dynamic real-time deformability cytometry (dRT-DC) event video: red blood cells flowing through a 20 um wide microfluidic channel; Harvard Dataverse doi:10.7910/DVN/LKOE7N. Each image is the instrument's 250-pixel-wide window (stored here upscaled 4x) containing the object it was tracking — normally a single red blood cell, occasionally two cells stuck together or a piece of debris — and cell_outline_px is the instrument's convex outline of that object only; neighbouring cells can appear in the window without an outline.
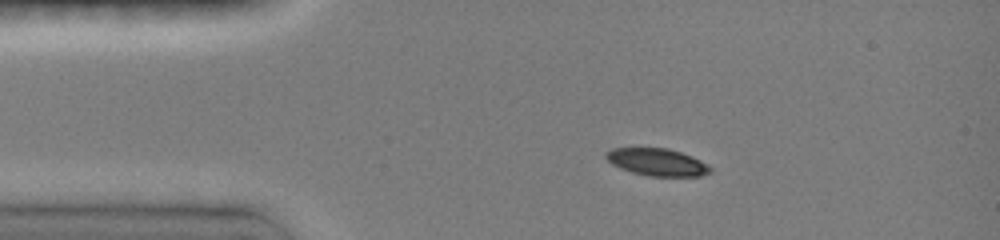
{"species": "common noctule bat (a hibernating species)", "species_latin": "Nyctalus noctula", "temperature_condition": "room temperature", "stored_images_in_passage": 43, "camera_frame_rate_fps": 3000, "um_per_image_px": 0.085, "animal": {"sex": "female", "body_mass_g": 19.0, "forearm_length_mm": 51.5}, "frame": {"image": 1, "passage_image": 1, "time_ms": 0.0, "image_size_px": [1000, 240], "cell_outline_px": [[712, 172], [700, 176], [648, 176], [632, 172], [620, 168], [612, 164], [604, 156], [604, 152], [612, 148], [668, 148], [692, 156], [708, 164], [712, 168]], "centroid_in_image_um": [55.86, 13.78], "position_along_channel_um": 29.1, "area_um2": 16.7}}
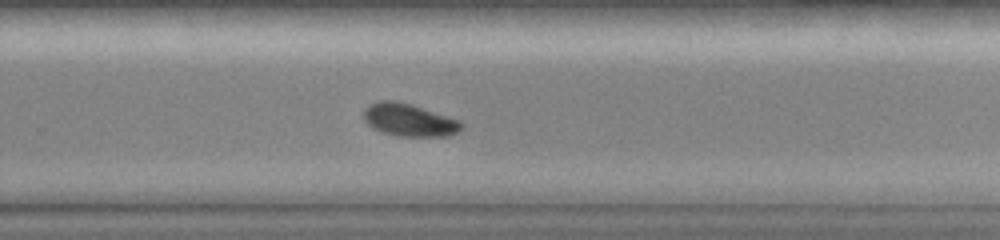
{"frame": {"image": 2, "passage_image": 24, "time_ms": 7.667, "image_size_px": [1000, 240], "cell_outline_px": [[464, 124], [456, 132], [448, 136], [400, 136], [384, 132], [372, 128], [364, 120], [364, 108], [368, 104], [380, 100], [396, 100], [412, 104], [460, 120]], "centroid_in_image_um": [34.75, 10.18], "position_along_channel_um": 295.0, "area_um2": 18.61}}
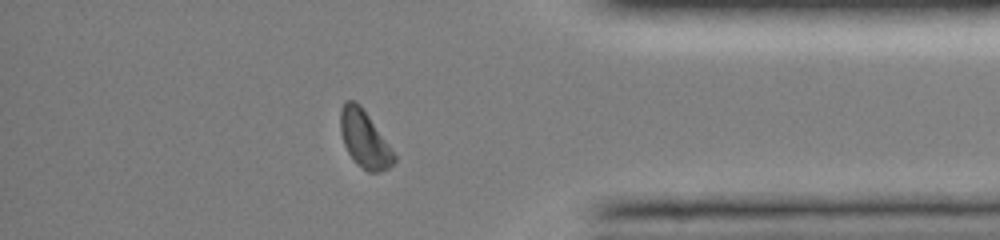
{"frame": {"image": 3, "passage_image": 36, "time_ms": 10.667, "image_size_px": [1000, 240], "cell_outline_px": [[396, 160], [388, 168], [380, 172], [368, 172], [356, 164], [348, 152], [344, 144], [340, 132], [340, 108], [344, 100], [356, 100], [360, 104], [396, 156]], "centroid_in_image_um": [30.94, 11.81], "position_along_channel_um": 404.3, "area_um2": 17.74}, "authors_computed_cell_mechanics": {"area_um2": 18.207, "velocity_mm_per_s": 4.0098, "shape_relaxation_time_tau1_ms": 2.2664, "shape_relaxation_time_tau2_ms": null, "deformation_change_tau1": 0.117, "deformation_change_tau2": null}}